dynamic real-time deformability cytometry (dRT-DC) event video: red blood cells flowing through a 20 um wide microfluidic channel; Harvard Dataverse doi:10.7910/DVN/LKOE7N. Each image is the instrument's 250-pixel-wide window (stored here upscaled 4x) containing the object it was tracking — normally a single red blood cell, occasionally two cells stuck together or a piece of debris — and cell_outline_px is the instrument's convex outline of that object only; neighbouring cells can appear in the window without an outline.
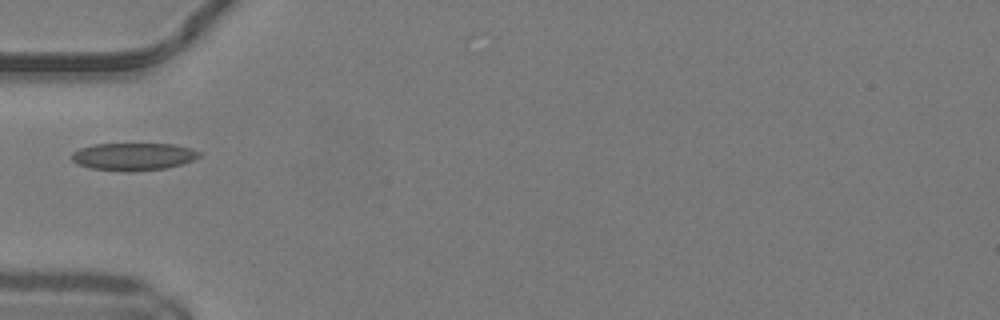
{"species": "common noctule bat (a hibernating species)", "species_latin": "Nyctalus noctula", "temperature_condition": "warm", "stored_images_in_passage": 30, "camera_frame_rate_fps": 3000, "um_per_image_px": 0.085, "animal": {"sex": "male", "body_mass_g": 19.2, "forearm_length_mm": 51.8}, "frame": {"image": 1, "passage_image": 1, "time_ms": 0.0, "image_size_px": [1000, 320], "cell_outline_px": [[204, 152], [200, 156], [192, 160], [180, 164], [164, 168], [132, 172], [124, 172], [88, 168], [76, 164], [72, 160], [72, 152], [80, 148], [92, 144], [172, 144], [192, 148]], "centroid_in_image_um": [11.32, 13.31], "position_along_channel_um": 73.7, "area_um2": 20.69}}
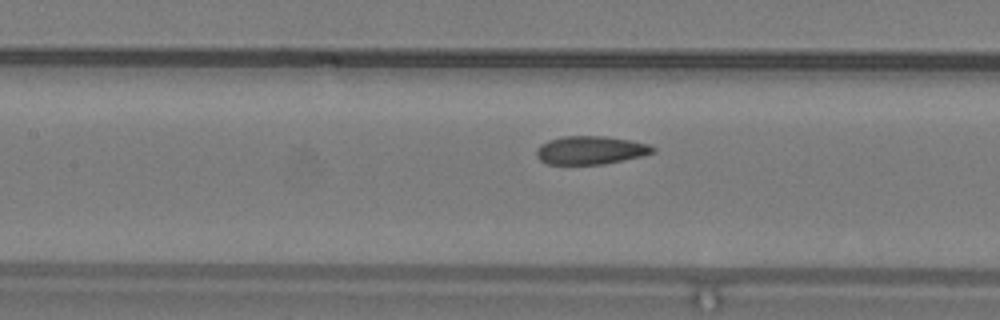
{"frame": {"image": 2, "passage_image": 7, "time_ms": 2.0, "image_size_px": [1000, 320], "cell_outline_px": [[656, 152], [644, 156], [604, 164], [544, 164], [536, 156], [536, 148], [540, 144], [548, 140], [564, 136], [604, 136], [628, 140], [648, 144], [656, 148]], "centroid_in_image_um": [50.19, 12.77], "position_along_channel_um": 157.2, "area_um2": 19.36}}
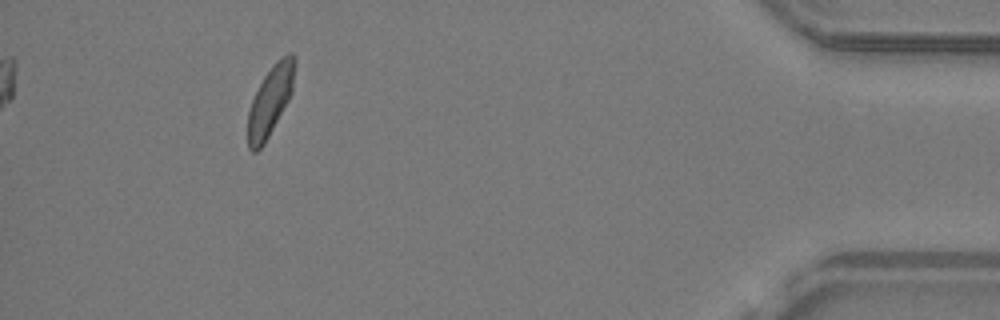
{"frame": {"image": 3, "passage_image": 30, "time_ms": 9.667, "image_size_px": [1000, 320], "cell_outline_px": [[296, 64], [292, 92], [288, 100], [264, 144], [256, 152], [252, 152], [248, 148], [248, 112], [252, 100], [264, 76], [276, 60], [288, 52], [292, 52], [296, 56]], "centroid_in_image_um": [22.99, 8.52], "position_along_channel_um": 412.2, "area_um2": 18.96}}